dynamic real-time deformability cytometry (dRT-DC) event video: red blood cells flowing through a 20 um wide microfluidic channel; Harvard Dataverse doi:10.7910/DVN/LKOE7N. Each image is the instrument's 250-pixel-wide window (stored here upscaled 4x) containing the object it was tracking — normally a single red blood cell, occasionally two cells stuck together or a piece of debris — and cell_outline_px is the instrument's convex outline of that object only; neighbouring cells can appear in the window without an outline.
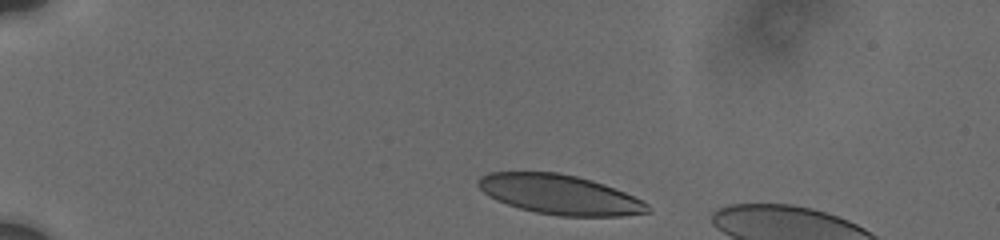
{"species": "human", "species_latin": "Homo sapiens", "temperature_condition": "cold", "stored_images_in_passage": 4, "camera_frame_rate_fps": 3000, "um_per_image_px": 0.085, "donor": {"sex": "male"}, "frame": {"image": 1, "passage_image": 1, "time_ms": 0.0, "image_size_px": [1000, 240], "cell_outline_px": [[652, 212], [620, 216], [560, 216], [536, 212], [520, 208], [496, 200], [488, 196], [476, 184], [476, 180], [480, 176], [488, 172], [556, 172], [576, 176], [592, 180], [604, 184], [624, 192], [648, 204], [652, 208]], "centroid_in_image_um": [47.56, 16.53], "position_along_channel_um": 37.4, "area_um2": 39.13}}